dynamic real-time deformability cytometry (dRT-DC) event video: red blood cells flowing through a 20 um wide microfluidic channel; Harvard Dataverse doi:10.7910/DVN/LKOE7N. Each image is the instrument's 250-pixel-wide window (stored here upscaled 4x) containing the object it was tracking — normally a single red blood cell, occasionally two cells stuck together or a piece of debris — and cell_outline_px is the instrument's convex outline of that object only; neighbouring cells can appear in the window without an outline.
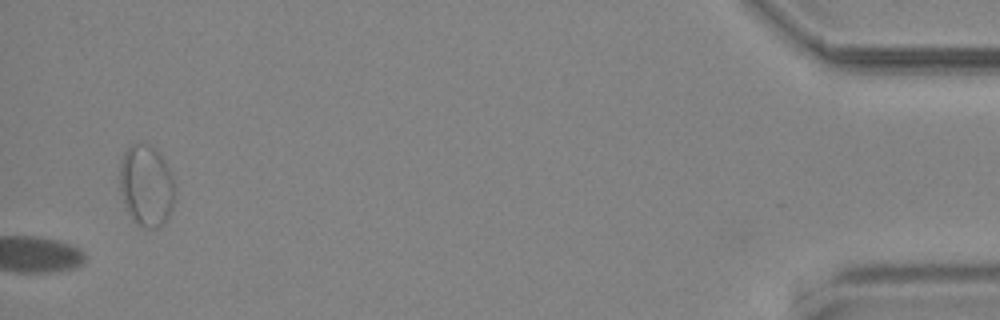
{"species": "common noctule bat (a hibernating species)", "species_latin": "Nyctalus noctula", "temperature_condition": "cold", "stored_images_in_passage": 56, "segment_of_instrument_passage": [2, 2], "camera_frame_rate_fps": 3000, "um_per_image_px": 0.085, "animal": {"sex": "male", "body_mass_g": 19.2, "forearm_length_mm": 51.8}, "frame": {"image": 1, "passage_image": 56, "time_ms": 18.333, "image_size_px": [1000, 320], "cell_outline_px": [[176, 196], [172, 208], [164, 224], [160, 228], [144, 228], [128, 212], [120, 192], [120, 164], [124, 152], [132, 144], [148, 144], [160, 152], [172, 172], [176, 188]], "centroid_in_image_um": [12.49, 15.77], "position_along_channel_um": 422.7, "area_um2": 26.47}}